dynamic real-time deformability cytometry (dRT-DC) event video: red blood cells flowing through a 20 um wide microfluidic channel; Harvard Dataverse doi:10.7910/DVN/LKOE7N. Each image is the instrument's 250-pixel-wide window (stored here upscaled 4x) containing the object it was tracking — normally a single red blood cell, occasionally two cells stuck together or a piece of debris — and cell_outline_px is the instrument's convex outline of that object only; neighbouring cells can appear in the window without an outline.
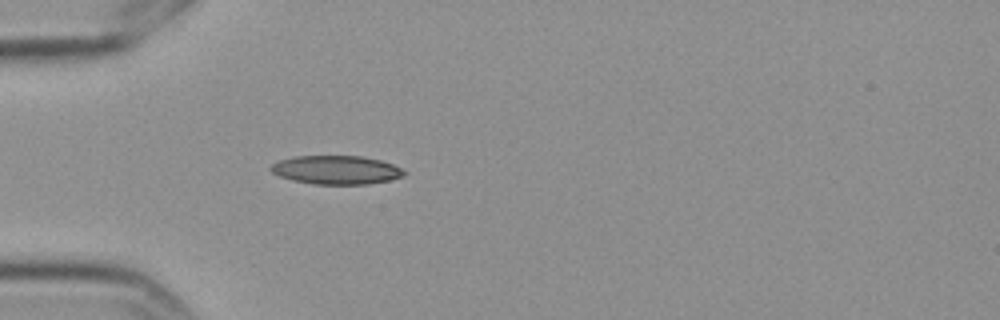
{"species": "Egyptian fruit bat (a non-hibernating species)", "species_latin": "Rousettus aegyptiacus", "temperature_condition": "cold", "stored_images_in_passage": 1, "camera_frame_rate_fps": 3000, "um_per_image_px": 0.085, "frame": {"image": 1, "passage_image": 1, "time_ms": 0.0, "image_size_px": [1000, 320], "cell_outline_px": [[408, 172], [404, 176], [388, 180], [368, 184], [312, 184], [292, 180], [280, 176], [272, 172], [268, 168], [272, 164], [280, 160], [292, 156], [360, 156], [380, 160], [392, 164]], "centroid_in_image_um": [28.57, 14.44], "position_along_channel_um": 56.4, "area_um2": 22.25}}